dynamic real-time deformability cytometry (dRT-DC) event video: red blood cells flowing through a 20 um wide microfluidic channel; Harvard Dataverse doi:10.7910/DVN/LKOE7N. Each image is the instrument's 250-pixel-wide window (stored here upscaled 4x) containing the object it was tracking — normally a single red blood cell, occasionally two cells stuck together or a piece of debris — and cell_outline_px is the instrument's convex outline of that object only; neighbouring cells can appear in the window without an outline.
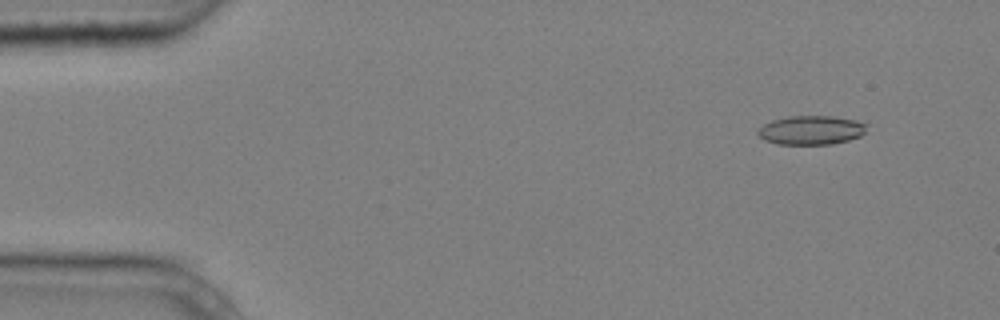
{"species": "common noctule bat (a hibernating species)", "species_latin": "Nyctalus noctula", "temperature_condition": "cold", "stored_images_in_passage": 4, "camera_frame_rate_fps": 3000, "um_per_image_px": 0.085, "animal": {"sex": "male", "body_mass_g": 20.4}, "frame": {"image": 1, "passage_image": 2, "time_ms": 0.333, "image_size_px": [1000, 320], "cell_outline_px": [[868, 124], [864, 132], [860, 136], [848, 140], [832, 144], [776, 144], [764, 140], [756, 132], [764, 124], [772, 120], [788, 116], [832, 116], [856, 120]], "centroid_in_image_um": [68.95, 11.06], "position_along_channel_um": 16.1, "area_um2": 18.38}}